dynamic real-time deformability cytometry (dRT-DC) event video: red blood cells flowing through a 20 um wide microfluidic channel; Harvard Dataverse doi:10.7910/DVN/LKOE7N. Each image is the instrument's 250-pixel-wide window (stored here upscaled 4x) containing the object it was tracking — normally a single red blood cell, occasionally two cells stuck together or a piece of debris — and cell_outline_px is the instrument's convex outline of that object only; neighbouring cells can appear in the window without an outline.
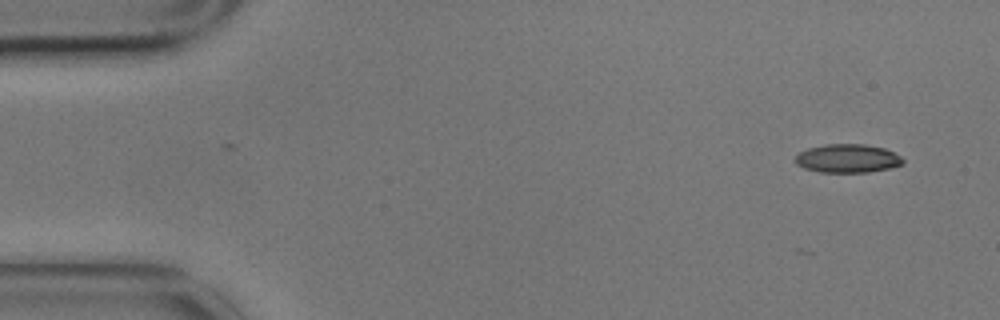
{"species": "common noctule bat (a hibernating species)", "species_latin": "Nyctalus noctula", "temperature_condition": "cold", "stored_images_in_passage": 12, "camera_frame_rate_fps": 3000, "um_per_image_px": 0.085, "animal": {"sex": "male", "body_mass_g": 17.9}, "frame": {"image": 1, "passage_image": 1, "time_ms": 0.0, "image_size_px": [1000, 320], "cell_outline_px": [[904, 164], [888, 168], [868, 172], [820, 172], [804, 168], [796, 164], [796, 156], [800, 152], [808, 148], [824, 144], [864, 144], [884, 148], [900, 156], [904, 160]], "centroid_in_image_um": [72.04, 13.46], "position_along_channel_um": 13.0, "area_um2": 17.8}}
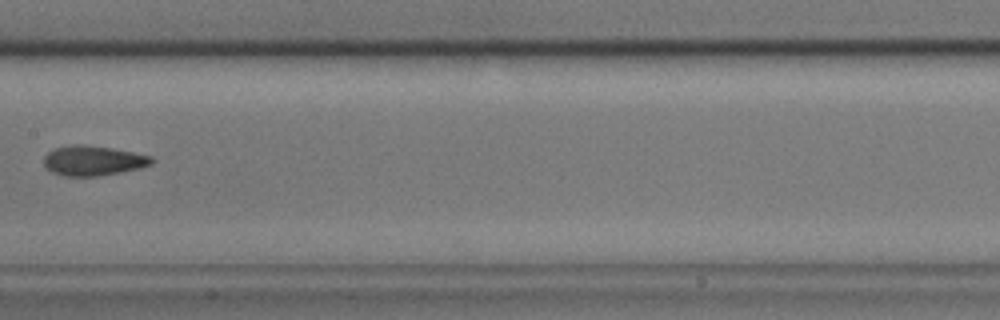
{"frame": {"image": 2, "passage_image": 7, "time_ms": 2.0, "image_size_px": [1000, 320], "cell_outline_px": [[156, 160], [152, 164], [140, 168], [120, 172], [96, 176], [64, 176], [52, 172], [44, 168], [44, 156], [48, 152], [56, 148], [72, 144], [84, 144], [112, 148], [152, 156]], "centroid_in_image_um": [7.91, 13.65], "position_along_channel_um": 199.5, "area_um2": 18.9}}
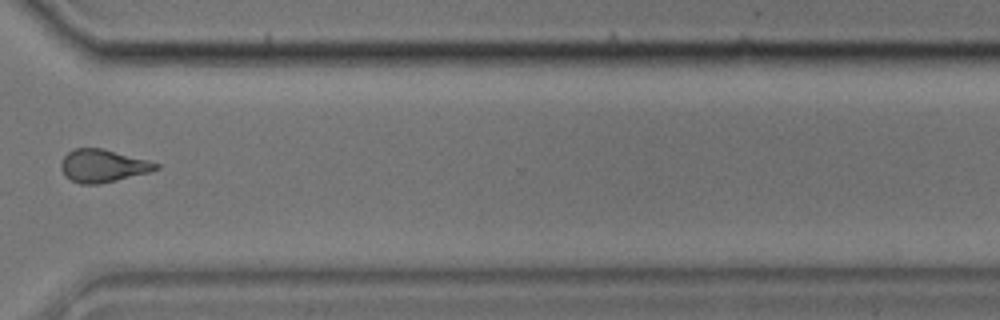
{"frame": {"image": 3, "passage_image": 11, "time_ms": 3.333, "image_size_px": [1000, 320], "cell_outline_px": [[160, 168], [148, 172], [100, 184], [80, 184], [64, 176], [60, 168], [60, 164], [64, 156], [68, 152], [76, 148], [100, 148], [148, 160], [160, 164]], "centroid_in_image_um": [8.71, 14.1], "position_along_channel_um": 361.9, "area_um2": 17.98}}